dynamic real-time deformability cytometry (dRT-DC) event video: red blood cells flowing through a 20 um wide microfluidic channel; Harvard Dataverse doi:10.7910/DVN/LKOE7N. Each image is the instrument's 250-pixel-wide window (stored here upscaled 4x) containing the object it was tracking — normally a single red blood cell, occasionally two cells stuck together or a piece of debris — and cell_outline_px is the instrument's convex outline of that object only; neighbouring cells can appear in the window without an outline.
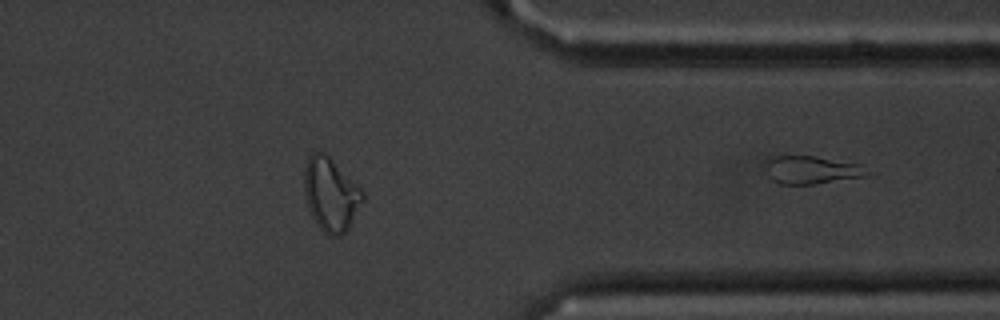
{"species": "common noctule bat (a hibernating species)", "species_latin": "Nyctalus noctula", "temperature_condition": "cold", "stored_images_in_passage": 38, "segment_of_instrument_passage": [2, 2], "camera_frame_rate_fps": 3000, "um_per_image_px": 0.085, "animal": {"sex": "male", "body_mass_g": 20.1, "forearm_length_mm": 53.5}, "frame": {"image": 1, "passage_image": 38, "time_ms": 12.333, "image_size_px": [1000, 320], "cell_outline_px": [[868, 176], [812, 184], [780, 184], [772, 180], [768, 176], [764, 168], [764, 160], [772, 156], [816, 156], [860, 164], [868, 172]], "centroid_in_image_um": [68.91, 14.43], "position_along_channel_um": 342.5, "area_um2": 16.7}}